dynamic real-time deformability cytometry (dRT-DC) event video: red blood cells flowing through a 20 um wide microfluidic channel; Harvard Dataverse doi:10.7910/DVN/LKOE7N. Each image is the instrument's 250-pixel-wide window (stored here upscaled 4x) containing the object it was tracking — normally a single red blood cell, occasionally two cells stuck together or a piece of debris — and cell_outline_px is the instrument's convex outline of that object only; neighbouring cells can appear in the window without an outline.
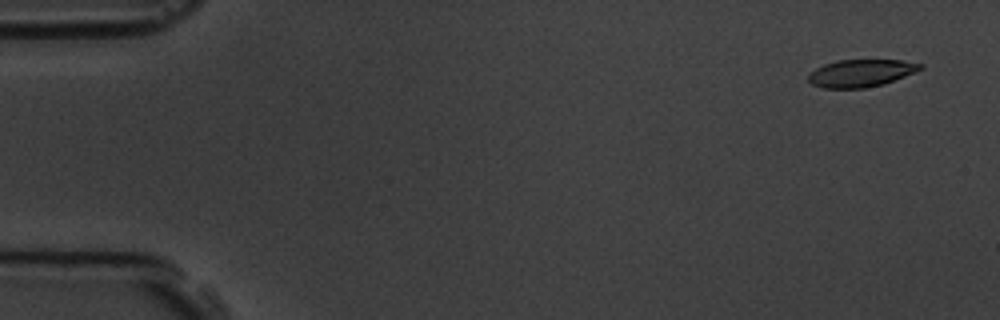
{"species": "common noctule bat (a hibernating species)", "species_latin": "Nyctalus noctula", "temperature_condition": "room temperature", "stored_images_in_passage": 8, "camera_frame_rate_fps": 3000, "um_per_image_px": 0.085, "animal": {"sex": "male", "body_mass_g": 19.5, "forearm_length_mm": 54.6}, "frame": {"image": 1, "passage_image": 1, "time_ms": 0.0, "image_size_px": [1000, 320], "cell_outline_px": [[924, 68], [916, 72], [884, 84], [864, 88], [824, 88], [812, 84], [808, 80], [808, 76], [816, 68], [824, 64], [836, 60], [904, 60], [924, 64]], "centroid_in_image_um": [73.22, 6.21], "position_along_channel_um": 11.8, "area_um2": 17.98}}
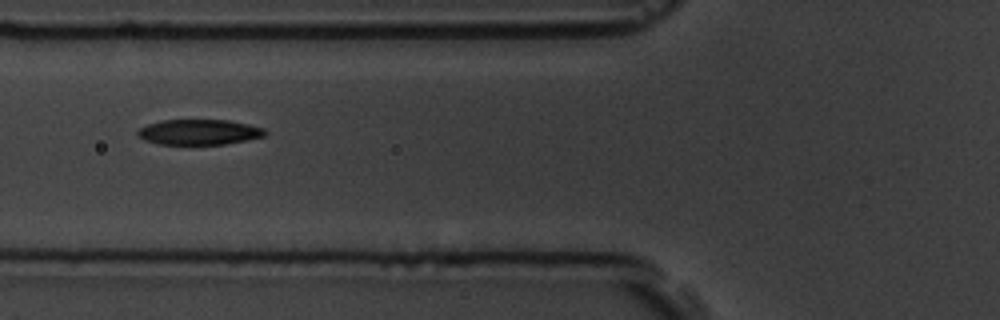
{"frame": {"image": 2, "passage_image": 6, "time_ms": 6.0, "image_size_px": [1000, 320], "cell_outline_px": [[268, 132], [264, 136], [248, 140], [224, 144], [156, 144], [144, 140], [136, 136], [136, 132], [140, 128], [148, 124], [160, 120], [228, 120], [248, 124], [264, 128]], "centroid_in_image_um": [16.9, 11.23], "position_along_channel_um": 108.9, "area_um2": 18.96}}
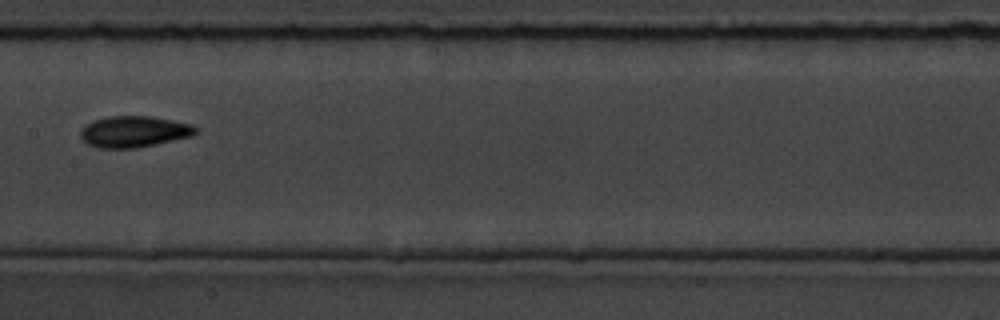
{"frame": {"image": 3, "passage_image": 8, "time_ms": 8.333, "image_size_px": [1000, 320], "cell_outline_px": [[196, 132], [192, 136], [136, 148], [96, 148], [88, 144], [80, 136], [80, 128], [92, 120], [108, 116], [152, 116], [192, 124], [196, 128]], "centroid_in_image_um": [11.35, 11.18], "position_along_channel_um": 196.1, "area_um2": 21.04}}